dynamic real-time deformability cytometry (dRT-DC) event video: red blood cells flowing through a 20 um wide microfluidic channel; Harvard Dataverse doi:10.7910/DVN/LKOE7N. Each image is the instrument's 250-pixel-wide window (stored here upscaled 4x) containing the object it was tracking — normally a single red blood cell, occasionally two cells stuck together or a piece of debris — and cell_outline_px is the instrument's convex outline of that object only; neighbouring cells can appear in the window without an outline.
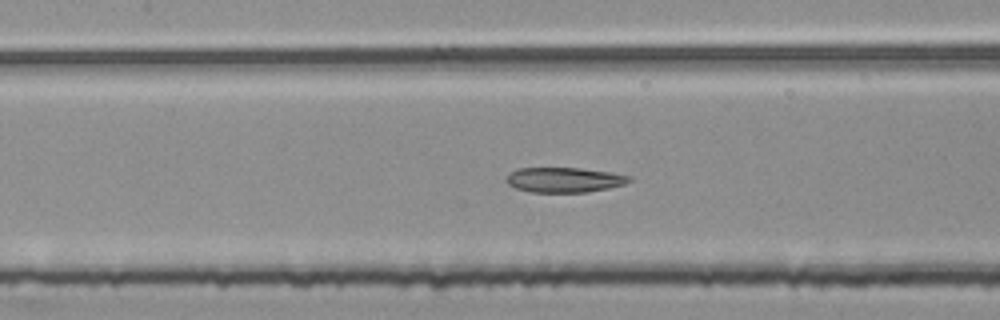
{"species": "common noctule bat (a hibernating species)", "species_latin": "Nyctalus noctula", "temperature_condition": "room temperature", "stored_images_in_passage": 54, "segment_of_instrument_passage": [2, 2], "camera_frame_rate_fps": 3000, "um_per_image_px": 0.085, "animal": {"sex": "female", "body_mass_g": 25.1}, "frame": {"image": 1, "passage_image": 24, "time_ms": 7.667, "image_size_px": [1000, 320], "cell_outline_px": [[632, 180], [624, 184], [608, 188], [588, 192], [532, 192], [516, 188], [508, 184], [508, 172], [520, 168], [580, 168], [608, 172], [632, 176]], "centroid_in_image_um": [47.98, 15.28], "position_along_channel_um": 159.4, "area_um2": 17.74}}
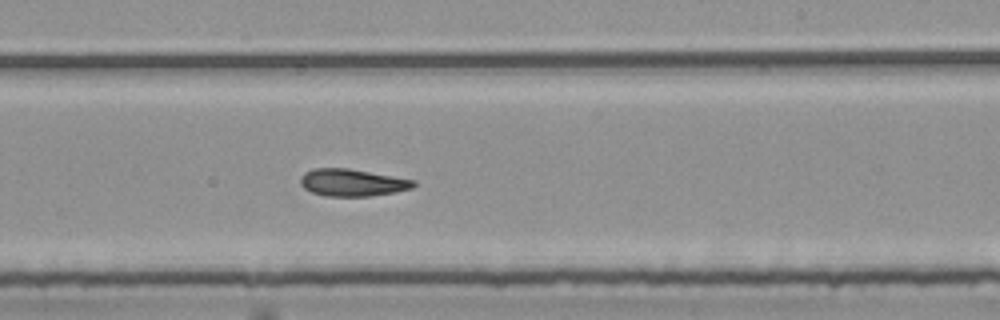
{"frame": {"image": 2, "passage_image": 32, "time_ms": 10.333, "image_size_px": [1000, 320], "cell_outline_px": [[416, 184], [412, 188], [396, 192], [368, 196], [324, 196], [312, 192], [304, 188], [300, 184], [300, 176], [304, 172], [312, 168], [348, 168], [416, 180]], "centroid_in_image_um": [29.92, 15.51], "position_along_channel_um": 259.1, "area_um2": 18.03}}
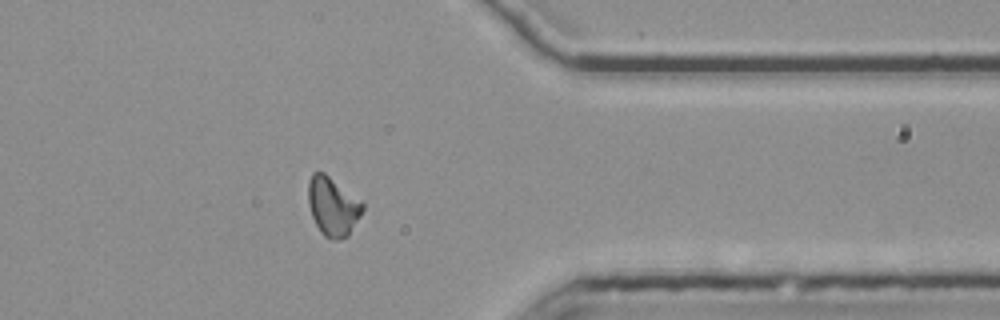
{"frame": {"image": 3, "passage_image": 43, "time_ms": 14.0, "image_size_px": [1000, 320], "cell_outline_px": [[364, 208], [360, 216], [348, 236], [340, 240], [332, 240], [324, 236], [320, 232], [312, 216], [308, 204], [308, 184], [312, 172], [324, 172], [360, 200], [364, 204]], "centroid_in_image_um": [28.28, 17.56], "position_along_channel_um": 383.1, "area_um2": 18.61}}